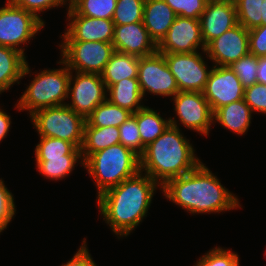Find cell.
I'll return each instance as SVG.
<instances>
[{"instance_id":"1","label":"cell","mask_w":266,"mask_h":266,"mask_svg":"<svg viewBox=\"0 0 266 266\" xmlns=\"http://www.w3.org/2000/svg\"><path fill=\"white\" fill-rule=\"evenodd\" d=\"M157 189L161 186L139 171L96 197L103 221L118 239L129 236L147 217Z\"/></svg>"},{"instance_id":"2","label":"cell","mask_w":266,"mask_h":266,"mask_svg":"<svg viewBox=\"0 0 266 266\" xmlns=\"http://www.w3.org/2000/svg\"><path fill=\"white\" fill-rule=\"evenodd\" d=\"M164 197L190 214H214L240 209L238 196L221 184L219 178L201 162L194 170L168 180Z\"/></svg>"},{"instance_id":"3","label":"cell","mask_w":266,"mask_h":266,"mask_svg":"<svg viewBox=\"0 0 266 266\" xmlns=\"http://www.w3.org/2000/svg\"><path fill=\"white\" fill-rule=\"evenodd\" d=\"M182 130L169 125L140 156V171L147 174L161 187L170 179L194 170L202 161L195 154L194 146Z\"/></svg>"},{"instance_id":"4","label":"cell","mask_w":266,"mask_h":266,"mask_svg":"<svg viewBox=\"0 0 266 266\" xmlns=\"http://www.w3.org/2000/svg\"><path fill=\"white\" fill-rule=\"evenodd\" d=\"M83 163L96 185L97 197L140 171V157L122 144L94 152Z\"/></svg>"},{"instance_id":"5","label":"cell","mask_w":266,"mask_h":266,"mask_svg":"<svg viewBox=\"0 0 266 266\" xmlns=\"http://www.w3.org/2000/svg\"><path fill=\"white\" fill-rule=\"evenodd\" d=\"M57 64H62L61 68L34 72L33 80L15 104L18 111L25 110L30 116L39 109L66 104L70 70L62 59Z\"/></svg>"},{"instance_id":"6","label":"cell","mask_w":266,"mask_h":266,"mask_svg":"<svg viewBox=\"0 0 266 266\" xmlns=\"http://www.w3.org/2000/svg\"><path fill=\"white\" fill-rule=\"evenodd\" d=\"M29 118L39 137L59 138L81 149L86 119L66 104L39 109Z\"/></svg>"},{"instance_id":"7","label":"cell","mask_w":266,"mask_h":266,"mask_svg":"<svg viewBox=\"0 0 266 266\" xmlns=\"http://www.w3.org/2000/svg\"><path fill=\"white\" fill-rule=\"evenodd\" d=\"M0 7V46L15 49L26 54L20 45L29 44L30 40L45 27L34 14L13 5L9 0Z\"/></svg>"},{"instance_id":"8","label":"cell","mask_w":266,"mask_h":266,"mask_svg":"<svg viewBox=\"0 0 266 266\" xmlns=\"http://www.w3.org/2000/svg\"><path fill=\"white\" fill-rule=\"evenodd\" d=\"M58 46L69 70L80 73L100 75L115 52L112 42L62 41Z\"/></svg>"},{"instance_id":"9","label":"cell","mask_w":266,"mask_h":266,"mask_svg":"<svg viewBox=\"0 0 266 266\" xmlns=\"http://www.w3.org/2000/svg\"><path fill=\"white\" fill-rule=\"evenodd\" d=\"M170 101L176 113L175 117H169L170 125L179 128L181 122L186 129L209 136L210 127L214 125L213 111L202 92L179 91Z\"/></svg>"},{"instance_id":"10","label":"cell","mask_w":266,"mask_h":266,"mask_svg":"<svg viewBox=\"0 0 266 266\" xmlns=\"http://www.w3.org/2000/svg\"><path fill=\"white\" fill-rule=\"evenodd\" d=\"M205 55V57L202 55ZM175 77L179 91L203 92L212 67L207 66L206 50L200 53H161ZM205 58V59H204ZM210 67V69H209Z\"/></svg>"},{"instance_id":"11","label":"cell","mask_w":266,"mask_h":266,"mask_svg":"<svg viewBox=\"0 0 266 266\" xmlns=\"http://www.w3.org/2000/svg\"><path fill=\"white\" fill-rule=\"evenodd\" d=\"M70 71L68 97L66 102L74 112L85 119L106 100L107 89L99 74Z\"/></svg>"},{"instance_id":"12","label":"cell","mask_w":266,"mask_h":266,"mask_svg":"<svg viewBox=\"0 0 266 266\" xmlns=\"http://www.w3.org/2000/svg\"><path fill=\"white\" fill-rule=\"evenodd\" d=\"M138 82L143 97L150 93L172 99L179 92L175 77L159 52L139 57Z\"/></svg>"},{"instance_id":"13","label":"cell","mask_w":266,"mask_h":266,"mask_svg":"<svg viewBox=\"0 0 266 266\" xmlns=\"http://www.w3.org/2000/svg\"><path fill=\"white\" fill-rule=\"evenodd\" d=\"M206 50L200 20L176 16L173 24L157 45L159 53H194Z\"/></svg>"},{"instance_id":"14","label":"cell","mask_w":266,"mask_h":266,"mask_svg":"<svg viewBox=\"0 0 266 266\" xmlns=\"http://www.w3.org/2000/svg\"><path fill=\"white\" fill-rule=\"evenodd\" d=\"M245 88L229 66H214L209 74L203 95L213 113L222 106L244 99Z\"/></svg>"},{"instance_id":"15","label":"cell","mask_w":266,"mask_h":266,"mask_svg":"<svg viewBox=\"0 0 266 266\" xmlns=\"http://www.w3.org/2000/svg\"><path fill=\"white\" fill-rule=\"evenodd\" d=\"M208 59L214 66H230L249 53V30L235 25L206 46Z\"/></svg>"},{"instance_id":"16","label":"cell","mask_w":266,"mask_h":266,"mask_svg":"<svg viewBox=\"0 0 266 266\" xmlns=\"http://www.w3.org/2000/svg\"><path fill=\"white\" fill-rule=\"evenodd\" d=\"M66 14L69 22L64 34L60 35L62 41L112 42L115 27L112 19L78 15L71 7Z\"/></svg>"},{"instance_id":"17","label":"cell","mask_w":266,"mask_h":266,"mask_svg":"<svg viewBox=\"0 0 266 266\" xmlns=\"http://www.w3.org/2000/svg\"><path fill=\"white\" fill-rule=\"evenodd\" d=\"M199 20L206 47L212 40L238 24L234 0L207 2Z\"/></svg>"},{"instance_id":"18","label":"cell","mask_w":266,"mask_h":266,"mask_svg":"<svg viewBox=\"0 0 266 266\" xmlns=\"http://www.w3.org/2000/svg\"><path fill=\"white\" fill-rule=\"evenodd\" d=\"M112 44L115 51L138 57L157 52V45L150 38L143 22L115 25Z\"/></svg>"},{"instance_id":"19","label":"cell","mask_w":266,"mask_h":266,"mask_svg":"<svg viewBox=\"0 0 266 266\" xmlns=\"http://www.w3.org/2000/svg\"><path fill=\"white\" fill-rule=\"evenodd\" d=\"M176 16L164 0L145 1L143 24L156 45L165 37Z\"/></svg>"},{"instance_id":"20","label":"cell","mask_w":266,"mask_h":266,"mask_svg":"<svg viewBox=\"0 0 266 266\" xmlns=\"http://www.w3.org/2000/svg\"><path fill=\"white\" fill-rule=\"evenodd\" d=\"M21 52L0 46V94L4 93L32 73L29 63Z\"/></svg>"},{"instance_id":"21","label":"cell","mask_w":266,"mask_h":266,"mask_svg":"<svg viewBox=\"0 0 266 266\" xmlns=\"http://www.w3.org/2000/svg\"><path fill=\"white\" fill-rule=\"evenodd\" d=\"M254 114L244 99L218 108L213 113V122L241 136L247 133Z\"/></svg>"},{"instance_id":"22","label":"cell","mask_w":266,"mask_h":266,"mask_svg":"<svg viewBox=\"0 0 266 266\" xmlns=\"http://www.w3.org/2000/svg\"><path fill=\"white\" fill-rule=\"evenodd\" d=\"M106 99L132 114L145 106L142 102L144 97L140 90L138 78H125L111 85L107 88Z\"/></svg>"},{"instance_id":"23","label":"cell","mask_w":266,"mask_h":266,"mask_svg":"<svg viewBox=\"0 0 266 266\" xmlns=\"http://www.w3.org/2000/svg\"><path fill=\"white\" fill-rule=\"evenodd\" d=\"M139 57L115 51L100 74L106 89L125 78H138Z\"/></svg>"},{"instance_id":"24","label":"cell","mask_w":266,"mask_h":266,"mask_svg":"<svg viewBox=\"0 0 266 266\" xmlns=\"http://www.w3.org/2000/svg\"><path fill=\"white\" fill-rule=\"evenodd\" d=\"M119 138V127H93L86 122L84 126V140L81 147L83 161L94 152L120 144Z\"/></svg>"},{"instance_id":"25","label":"cell","mask_w":266,"mask_h":266,"mask_svg":"<svg viewBox=\"0 0 266 266\" xmlns=\"http://www.w3.org/2000/svg\"><path fill=\"white\" fill-rule=\"evenodd\" d=\"M136 118L141 143L146 147L155 141L170 125V119L162 117L157 110L144 106L132 114Z\"/></svg>"},{"instance_id":"26","label":"cell","mask_w":266,"mask_h":266,"mask_svg":"<svg viewBox=\"0 0 266 266\" xmlns=\"http://www.w3.org/2000/svg\"><path fill=\"white\" fill-rule=\"evenodd\" d=\"M83 162L81 155H65L64 158L36 160V168L37 172L43 175L44 178L59 181L68 177L75 170L77 164L83 166Z\"/></svg>"},{"instance_id":"27","label":"cell","mask_w":266,"mask_h":266,"mask_svg":"<svg viewBox=\"0 0 266 266\" xmlns=\"http://www.w3.org/2000/svg\"><path fill=\"white\" fill-rule=\"evenodd\" d=\"M131 115L130 111L114 105L106 99L92 111L86 118V122L93 127H119Z\"/></svg>"},{"instance_id":"28","label":"cell","mask_w":266,"mask_h":266,"mask_svg":"<svg viewBox=\"0 0 266 266\" xmlns=\"http://www.w3.org/2000/svg\"><path fill=\"white\" fill-rule=\"evenodd\" d=\"M35 147L36 160H48V158H64L65 155H81V149L73 143L50 137H39Z\"/></svg>"},{"instance_id":"29","label":"cell","mask_w":266,"mask_h":266,"mask_svg":"<svg viewBox=\"0 0 266 266\" xmlns=\"http://www.w3.org/2000/svg\"><path fill=\"white\" fill-rule=\"evenodd\" d=\"M116 5L117 0H71L70 7L78 15L112 19Z\"/></svg>"},{"instance_id":"30","label":"cell","mask_w":266,"mask_h":266,"mask_svg":"<svg viewBox=\"0 0 266 266\" xmlns=\"http://www.w3.org/2000/svg\"><path fill=\"white\" fill-rule=\"evenodd\" d=\"M264 0H234L237 22L247 30L262 25V3Z\"/></svg>"},{"instance_id":"31","label":"cell","mask_w":266,"mask_h":266,"mask_svg":"<svg viewBox=\"0 0 266 266\" xmlns=\"http://www.w3.org/2000/svg\"><path fill=\"white\" fill-rule=\"evenodd\" d=\"M146 0H117L112 17L115 25H126L143 22L144 4Z\"/></svg>"},{"instance_id":"32","label":"cell","mask_w":266,"mask_h":266,"mask_svg":"<svg viewBox=\"0 0 266 266\" xmlns=\"http://www.w3.org/2000/svg\"><path fill=\"white\" fill-rule=\"evenodd\" d=\"M239 262L240 258L237 252L215 246L200 256L194 266H239Z\"/></svg>"},{"instance_id":"33","label":"cell","mask_w":266,"mask_h":266,"mask_svg":"<svg viewBox=\"0 0 266 266\" xmlns=\"http://www.w3.org/2000/svg\"><path fill=\"white\" fill-rule=\"evenodd\" d=\"M229 67L234 71L245 89L258 82V57L254 54L248 53Z\"/></svg>"},{"instance_id":"34","label":"cell","mask_w":266,"mask_h":266,"mask_svg":"<svg viewBox=\"0 0 266 266\" xmlns=\"http://www.w3.org/2000/svg\"><path fill=\"white\" fill-rule=\"evenodd\" d=\"M119 131L120 144L132 150L140 157L144 152L145 146L141 143L136 118L131 115L121 126H119Z\"/></svg>"},{"instance_id":"35","label":"cell","mask_w":266,"mask_h":266,"mask_svg":"<svg viewBox=\"0 0 266 266\" xmlns=\"http://www.w3.org/2000/svg\"><path fill=\"white\" fill-rule=\"evenodd\" d=\"M13 5L23 8L26 11L34 14L39 20L46 24L44 19H42L41 14L46 10L53 8H59L60 6H68L67 10L70 8V0H9Z\"/></svg>"},{"instance_id":"36","label":"cell","mask_w":266,"mask_h":266,"mask_svg":"<svg viewBox=\"0 0 266 266\" xmlns=\"http://www.w3.org/2000/svg\"><path fill=\"white\" fill-rule=\"evenodd\" d=\"M12 192L0 178V234L7 229L8 224L16 216V205Z\"/></svg>"},{"instance_id":"37","label":"cell","mask_w":266,"mask_h":266,"mask_svg":"<svg viewBox=\"0 0 266 266\" xmlns=\"http://www.w3.org/2000/svg\"><path fill=\"white\" fill-rule=\"evenodd\" d=\"M177 16L199 20L205 10L206 0H164Z\"/></svg>"},{"instance_id":"38","label":"cell","mask_w":266,"mask_h":266,"mask_svg":"<svg viewBox=\"0 0 266 266\" xmlns=\"http://www.w3.org/2000/svg\"><path fill=\"white\" fill-rule=\"evenodd\" d=\"M245 103L249 105L252 112L266 115V85L255 83L245 89Z\"/></svg>"},{"instance_id":"39","label":"cell","mask_w":266,"mask_h":266,"mask_svg":"<svg viewBox=\"0 0 266 266\" xmlns=\"http://www.w3.org/2000/svg\"><path fill=\"white\" fill-rule=\"evenodd\" d=\"M249 53L256 57L266 56V25L249 30Z\"/></svg>"},{"instance_id":"40","label":"cell","mask_w":266,"mask_h":266,"mask_svg":"<svg viewBox=\"0 0 266 266\" xmlns=\"http://www.w3.org/2000/svg\"><path fill=\"white\" fill-rule=\"evenodd\" d=\"M77 250L72 259L62 263L60 266H97L89 253L86 238H83L81 246Z\"/></svg>"},{"instance_id":"41","label":"cell","mask_w":266,"mask_h":266,"mask_svg":"<svg viewBox=\"0 0 266 266\" xmlns=\"http://www.w3.org/2000/svg\"><path fill=\"white\" fill-rule=\"evenodd\" d=\"M11 116L0 107V142L7 137L11 129Z\"/></svg>"},{"instance_id":"42","label":"cell","mask_w":266,"mask_h":266,"mask_svg":"<svg viewBox=\"0 0 266 266\" xmlns=\"http://www.w3.org/2000/svg\"><path fill=\"white\" fill-rule=\"evenodd\" d=\"M257 80L266 85V56L258 57Z\"/></svg>"},{"instance_id":"43","label":"cell","mask_w":266,"mask_h":266,"mask_svg":"<svg viewBox=\"0 0 266 266\" xmlns=\"http://www.w3.org/2000/svg\"><path fill=\"white\" fill-rule=\"evenodd\" d=\"M262 25H266V0L263 1L262 3Z\"/></svg>"},{"instance_id":"44","label":"cell","mask_w":266,"mask_h":266,"mask_svg":"<svg viewBox=\"0 0 266 266\" xmlns=\"http://www.w3.org/2000/svg\"><path fill=\"white\" fill-rule=\"evenodd\" d=\"M207 2L224 1V0H206Z\"/></svg>"}]
</instances>
